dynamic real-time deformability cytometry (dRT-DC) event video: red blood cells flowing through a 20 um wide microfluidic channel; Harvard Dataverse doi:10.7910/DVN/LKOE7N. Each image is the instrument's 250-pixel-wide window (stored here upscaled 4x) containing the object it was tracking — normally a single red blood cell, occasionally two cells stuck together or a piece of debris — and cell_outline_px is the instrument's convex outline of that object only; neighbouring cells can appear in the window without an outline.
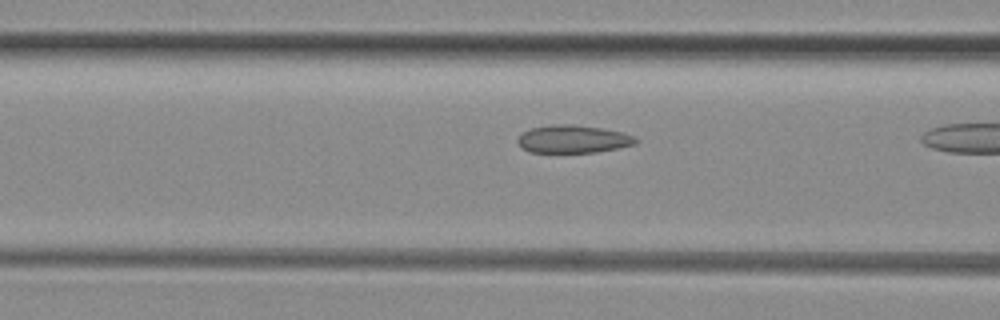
{"species": "common noctule bat (a hibernating species)", "species_latin": "Nyctalus noctula", "temperature_condition": "room temperature", "stored_images_in_passage": 5, "camera_frame_rate_fps": 3000, "um_per_image_px": 0.085, "animal": {"sex": "female", "body_mass_g": 29.2, "forearm_length_mm": 56.3}, "frame": {"image": 1, "passage_image": 4, "time_ms": 1.0, "image_size_px": [1000, 320], "cell_outline_px": [[640, 140], [636, 144], [596, 152], [528, 152], [520, 148], [516, 140], [524, 132], [532, 128], [552, 124], [576, 124], [600, 128], [620, 132], [632, 136]], "centroid_in_image_um": [48.68, 11.82], "position_along_channel_um": 117.9, "area_um2": 19.07}}